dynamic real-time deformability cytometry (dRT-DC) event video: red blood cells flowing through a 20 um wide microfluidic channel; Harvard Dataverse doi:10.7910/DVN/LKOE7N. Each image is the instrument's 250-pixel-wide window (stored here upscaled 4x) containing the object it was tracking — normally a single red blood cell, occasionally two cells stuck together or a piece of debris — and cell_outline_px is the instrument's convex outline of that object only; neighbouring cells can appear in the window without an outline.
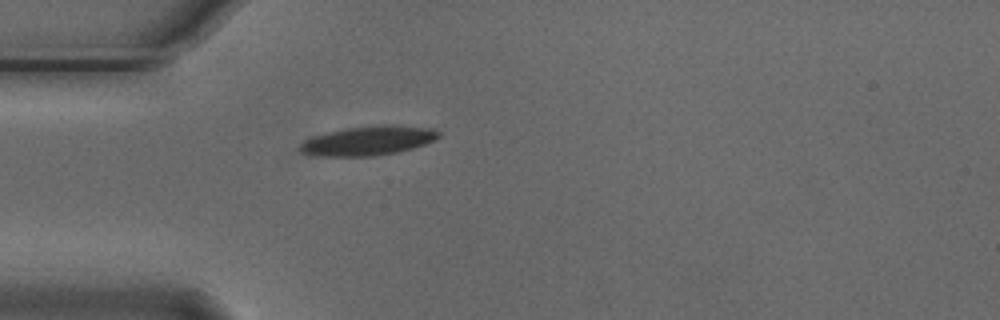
{"species": "Egyptian fruit bat (a non-hibernating species)", "species_latin": "Rousettus aegyptiacus", "temperature_condition": "cold", "stored_images_in_passage": 1, "camera_frame_rate_fps": 3000, "um_per_image_px": 0.085, "animal": {"sex": "male"}, "frame": {"image": 1, "passage_image": 1, "time_ms": 0.0, "image_size_px": [1000, 320], "cell_outline_px": [[440, 136], [424, 144], [412, 148], [396, 152], [372, 156], [308, 156], [300, 152], [296, 148], [304, 140], [312, 136], [344, 128], [380, 124], [396, 124], [432, 128], [440, 132]], "centroid_in_image_um": [31.23, 11.95], "position_along_channel_um": 53.8, "area_um2": 24.04}}